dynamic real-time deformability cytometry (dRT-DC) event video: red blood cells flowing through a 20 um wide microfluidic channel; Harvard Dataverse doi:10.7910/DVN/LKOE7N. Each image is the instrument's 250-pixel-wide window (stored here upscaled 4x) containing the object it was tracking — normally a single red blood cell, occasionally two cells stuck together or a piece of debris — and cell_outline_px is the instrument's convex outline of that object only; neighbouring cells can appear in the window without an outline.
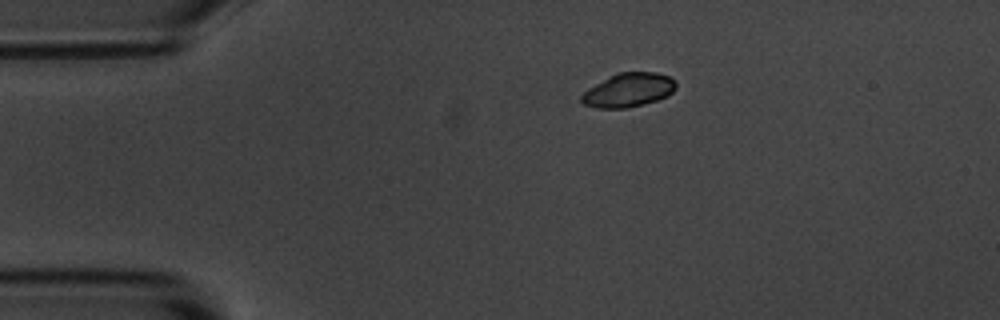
{"species": "common noctule bat (a hibernating species)", "species_latin": "Nyctalus noctula", "temperature_condition": "room temperature", "stored_images_in_passage": 8, "camera_frame_rate_fps": 3000, "um_per_image_px": 0.085, "animal": {"sex": "male", "body_mass_g": 20.1, "forearm_length_mm": 53.5}, "frame": {"image": 1, "passage_image": 1, "time_ms": 0.0, "image_size_px": [1000, 320], "cell_outline_px": [[676, 88], [668, 96], [656, 100], [624, 108], [596, 108], [584, 104], [580, 100], [580, 96], [588, 88], [620, 72], [656, 72], [668, 76], [676, 80]], "centroid_in_image_um": [53.43, 7.65], "position_along_channel_um": 31.6, "area_um2": 18.38}}
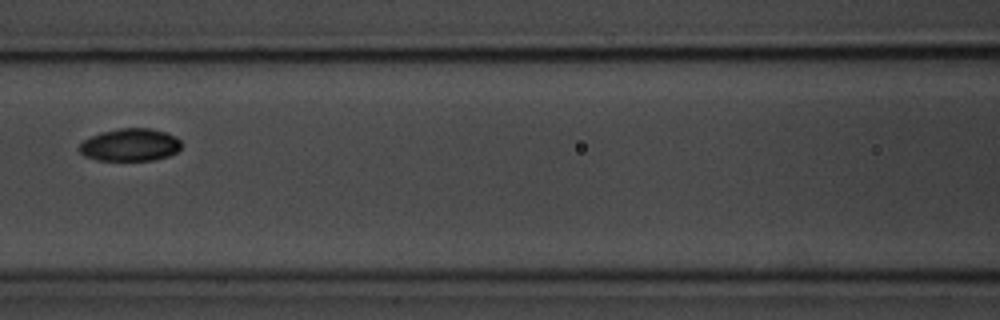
{"frame": {"image": 2, "passage_image": 5, "time_ms": 4.667, "image_size_px": [1000, 320], "cell_outline_px": [[180, 148], [176, 152], [168, 156], [152, 160], [96, 160], [84, 156], [76, 148], [84, 140], [100, 132], [120, 128], [148, 128], [164, 132], [176, 136], [180, 140]], "centroid_in_image_um": [11.03, 12.31], "position_along_channel_um": 155.6, "area_um2": 19.36}}
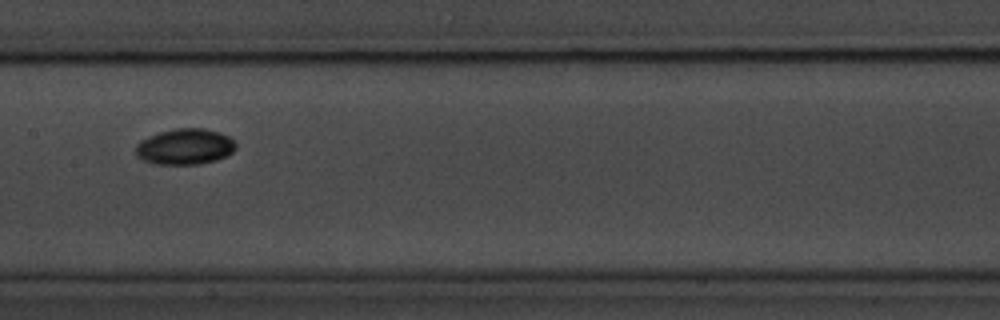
{"frame": {"image": 3, "passage_image": 6, "time_ms": 5.667, "image_size_px": [1000, 320], "cell_outline_px": [[236, 148], [232, 152], [216, 160], [196, 164], [152, 164], [136, 156], [136, 144], [140, 140], [148, 136], [160, 132], [176, 128], [204, 128], [220, 132], [228, 136], [236, 144]], "centroid_in_image_um": [15.69, 12.46], "position_along_channel_um": 191.7, "area_um2": 20.92}}